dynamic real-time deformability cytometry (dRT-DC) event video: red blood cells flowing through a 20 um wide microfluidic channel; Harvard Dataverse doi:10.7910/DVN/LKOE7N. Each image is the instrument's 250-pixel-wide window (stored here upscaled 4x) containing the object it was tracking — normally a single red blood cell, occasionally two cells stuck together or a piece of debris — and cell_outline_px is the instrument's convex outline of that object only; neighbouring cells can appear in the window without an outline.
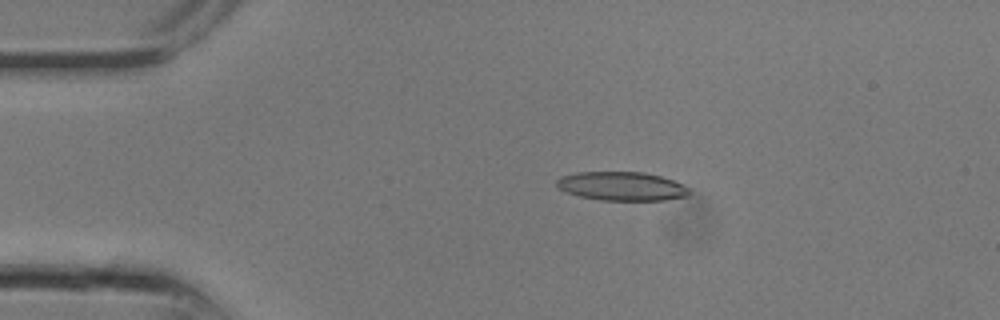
{"species": "common noctule bat (a hibernating species)", "species_latin": "Nyctalus noctula", "temperature_condition": "room temperature", "stored_images_in_passage": 13, "camera_frame_rate_fps": 3000, "um_per_image_px": 0.085, "animal": {"sex": "male", "body_mass_g": 13.3}, "frame": {"image": 1, "passage_image": 4, "time_ms": 1.0, "image_size_px": [1000, 320], "cell_outline_px": [[692, 192], [688, 196], [664, 200], [600, 200], [580, 196], [564, 192], [556, 184], [556, 180], [560, 176], [576, 172], [644, 172], [660, 176], [672, 180], [688, 188]], "centroid_in_image_um": [52.83, 15.82], "position_along_channel_um": 32.2, "area_um2": 22.25}}
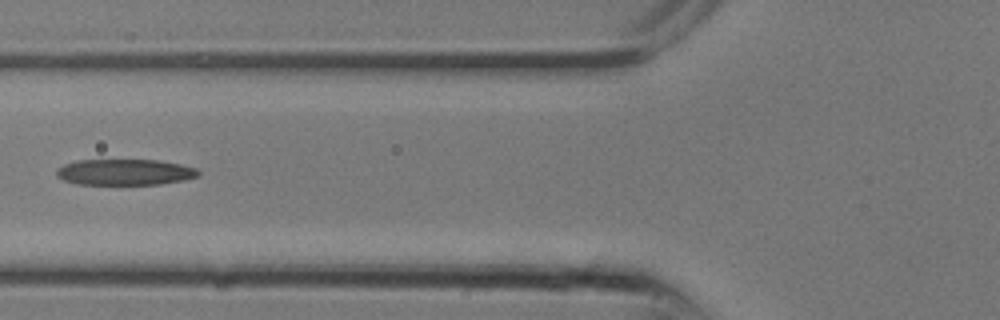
{"frame": {"image": 2, "passage_image": 9, "time_ms": 2.667, "image_size_px": [1000, 320], "cell_outline_px": [[200, 176], [184, 180], [160, 184], [76, 184], [64, 180], [56, 176], [56, 168], [64, 164], [76, 160], [160, 160], [180, 164], [196, 168], [200, 172]], "centroid_in_image_um": [10.61, 14.63], "position_along_channel_um": 115.2, "area_um2": 21.62}}
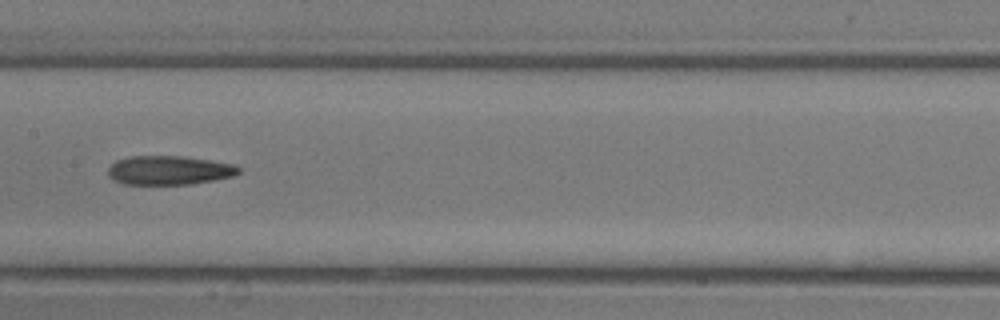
{"frame": {"image": 3, "passage_image": 12, "time_ms": 3.667, "image_size_px": [1000, 320], "cell_outline_px": [[240, 172], [232, 176], [192, 184], [124, 184], [112, 180], [108, 176], [108, 168], [116, 160], [128, 156], [184, 156], [232, 164], [240, 168]], "centroid_in_image_um": [14.32, 14.47], "position_along_channel_um": 193.1, "area_um2": 22.02}}